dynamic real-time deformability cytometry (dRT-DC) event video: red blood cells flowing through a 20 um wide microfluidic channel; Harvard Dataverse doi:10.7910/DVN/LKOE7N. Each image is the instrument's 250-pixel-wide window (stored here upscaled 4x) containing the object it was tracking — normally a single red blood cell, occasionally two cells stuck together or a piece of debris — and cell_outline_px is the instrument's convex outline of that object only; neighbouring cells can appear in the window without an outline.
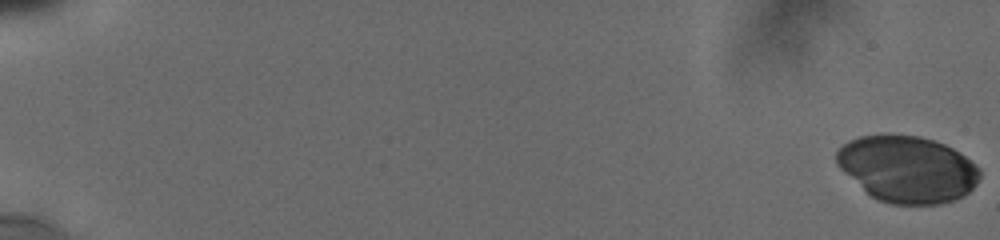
{"species": "human", "species_latin": "Homo sapiens", "temperature_condition": "cold", "stored_images_in_passage": 45, "camera_frame_rate_fps": 3000, "um_per_image_px": 0.085, "donor": {"sex": "male"}, "frame": {"image": 1, "passage_image": 1, "time_ms": 0.0, "image_size_px": [1000, 240], "cell_outline_px": [[980, 176], [976, 184], [964, 196], [940, 204], [888, 204], [872, 196], [844, 172], [836, 164], [836, 152], [848, 140], [860, 136], [884, 132], [888, 132], [920, 136], [944, 144], [960, 152], [976, 164], [980, 168]], "centroid_in_image_um": [77.13, 14.33], "position_along_channel_um": 7.9, "area_um2": 55.95}}
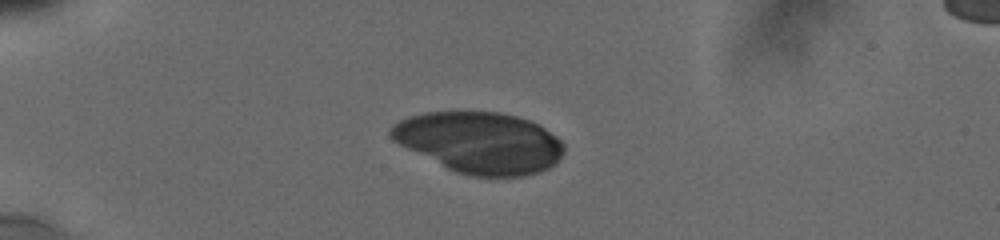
{"frame": {"image": 2, "passage_image": 25, "time_ms": 5.333, "image_size_px": [1000, 240], "cell_outline_px": [[564, 152], [556, 164], [540, 172], [524, 176], [468, 176], [456, 172], [392, 140], [388, 136], [388, 128], [392, 124], [408, 116], [424, 112], [500, 112], [516, 116], [528, 120], [544, 128], [556, 136], [564, 144]], "centroid_in_image_um": [40.77, 12.11], "position_along_channel_um": 44.2, "area_um2": 61.61}}